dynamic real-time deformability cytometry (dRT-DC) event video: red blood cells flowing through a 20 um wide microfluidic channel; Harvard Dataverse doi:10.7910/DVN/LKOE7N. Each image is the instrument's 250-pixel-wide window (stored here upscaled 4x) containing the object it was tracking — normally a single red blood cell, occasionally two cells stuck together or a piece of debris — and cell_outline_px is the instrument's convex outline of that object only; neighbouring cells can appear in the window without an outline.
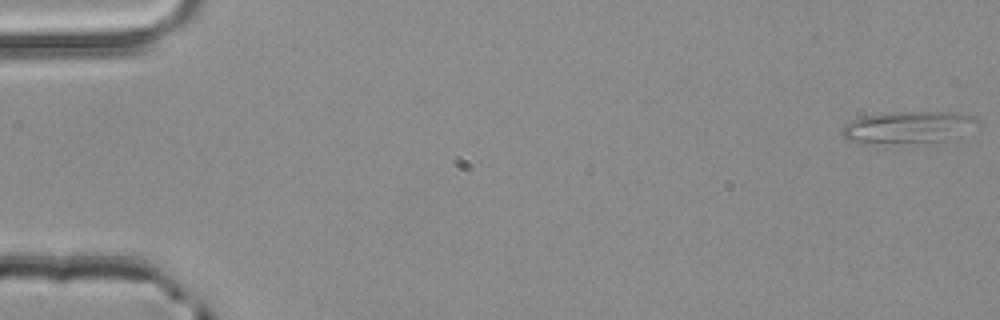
{"species": "common noctule bat (a hibernating species)", "species_latin": "Nyctalus noctula", "temperature_condition": "room temperature", "stored_images_in_passage": 4, "camera_frame_rate_fps": 3000, "um_per_image_px": 0.085, "animal": {"sex": "male", "body_mass_g": 20.4}, "frame": {"image": 1, "passage_image": 1, "time_ms": 0.0, "image_size_px": [1000, 320], "cell_outline_px": [[980, 128], [948, 140], [844, 140], [840, 132], [844, 124], [852, 120], [864, 116], [892, 112], [960, 112], [972, 116], [980, 120]], "centroid_in_image_um": [77.36, 10.74], "position_along_channel_um": 7.6, "area_um2": 24.33}}
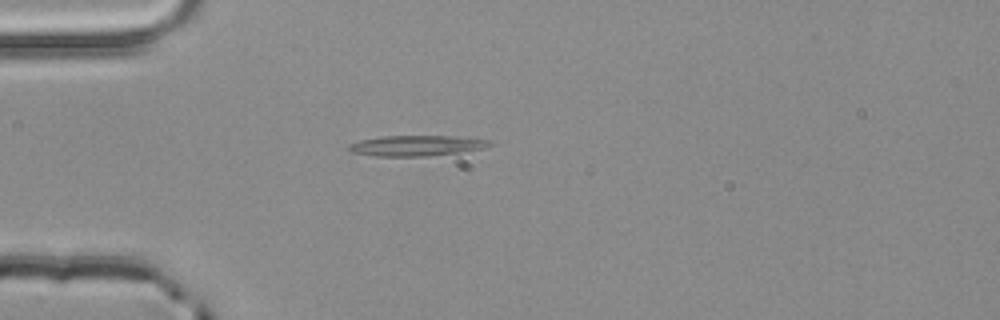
{"frame": {"image": 2, "passage_image": 4, "time_ms": 1.0, "image_size_px": [1000, 320], "cell_outline_px": [[496, 144], [484, 148], [460, 152], [428, 156], [376, 156], [352, 152], [348, 148], [348, 144], [360, 140], [384, 136], [456, 136], [492, 140]], "centroid_in_image_um": [35.47, 12.37], "position_along_channel_um": 49.5, "area_um2": 16.94}}